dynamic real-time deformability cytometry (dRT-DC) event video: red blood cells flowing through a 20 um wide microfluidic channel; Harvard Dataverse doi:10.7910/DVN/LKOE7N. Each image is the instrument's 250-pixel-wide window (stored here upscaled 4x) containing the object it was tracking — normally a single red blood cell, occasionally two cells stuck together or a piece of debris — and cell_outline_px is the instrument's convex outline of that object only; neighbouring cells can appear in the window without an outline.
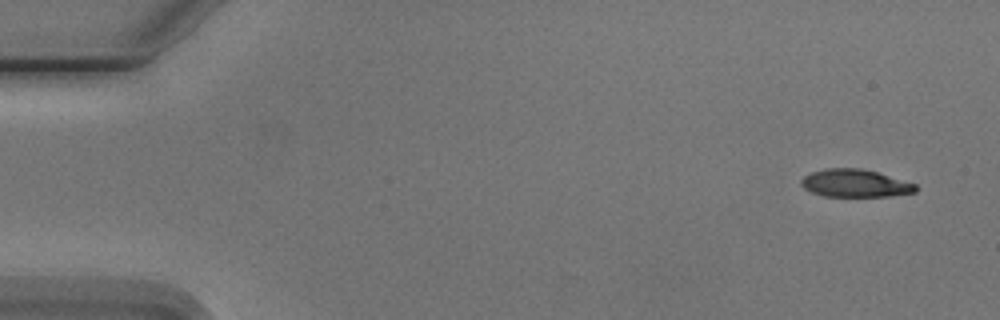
{"species": "Egyptian fruit bat (a non-hibernating species)", "species_latin": "Rousettus aegyptiacus", "temperature_condition": "cold", "stored_images_in_passage": 4, "camera_frame_rate_fps": 3000, "um_per_image_px": 0.085, "animal": {"sex": "male"}, "frame": {"image": 1, "passage_image": 1, "time_ms": 0.0, "image_size_px": [1000, 320], "cell_outline_px": [[916, 192], [888, 196], [824, 196], [812, 192], [804, 188], [800, 184], [800, 180], [804, 176], [812, 172], [824, 168], [860, 168], [876, 172], [916, 184]], "centroid_in_image_um": [72.64, 15.57], "position_along_channel_um": 12.4, "area_um2": 18.32}}
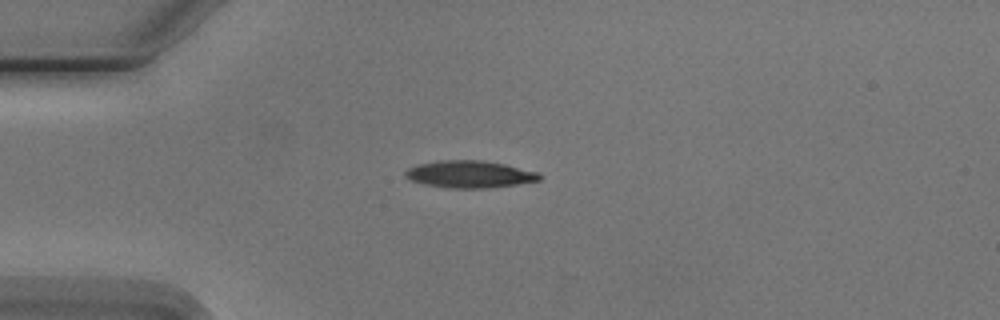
{"frame": {"image": 2, "passage_image": 4, "time_ms": 3.667, "image_size_px": [1000, 320], "cell_outline_px": [[540, 180], [516, 184], [488, 188], [452, 188], [424, 184], [412, 180], [404, 176], [404, 172], [408, 168], [416, 164], [436, 160], [480, 160], [504, 164], [536, 172], [540, 176]], "centroid_in_image_um": [39.85, 14.8], "position_along_channel_um": 45.2, "area_um2": 21.04}}